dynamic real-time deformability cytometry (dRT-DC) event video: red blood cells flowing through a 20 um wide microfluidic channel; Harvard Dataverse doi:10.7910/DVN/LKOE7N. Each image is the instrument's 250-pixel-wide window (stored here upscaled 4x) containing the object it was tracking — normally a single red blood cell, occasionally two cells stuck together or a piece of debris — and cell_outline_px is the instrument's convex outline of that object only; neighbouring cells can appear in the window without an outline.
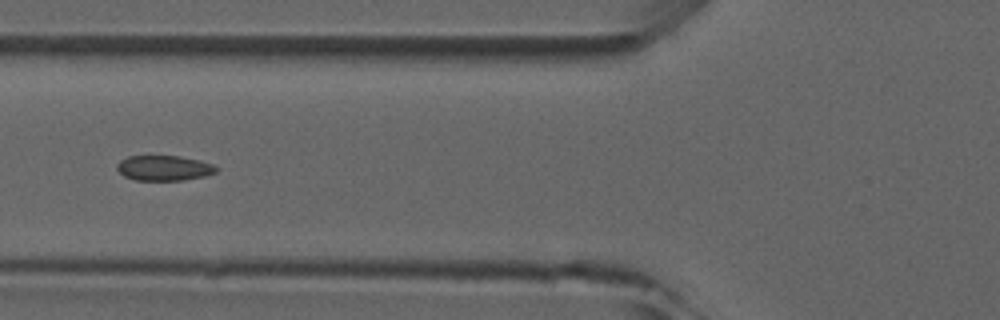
{"species": "common noctule bat (a hibernating species)", "species_latin": "Nyctalus noctula", "temperature_condition": "room temperature", "stored_images_in_passage": 7, "camera_frame_rate_fps": 3000, "um_per_image_px": 0.085, "animal": {"sex": "male", "forearm_length_mm": 52.5}, "frame": {"image": 1, "passage_image": 5, "time_ms": 4.667, "image_size_px": [1000, 320], "cell_outline_px": [[220, 168], [216, 172], [204, 176], [184, 180], [136, 180], [124, 176], [116, 168], [116, 164], [120, 160], [128, 156], [180, 156], [200, 160], [212, 164]], "centroid_in_image_um": [13.95, 14.28], "position_along_channel_um": 111.9, "area_um2": 14.62}}
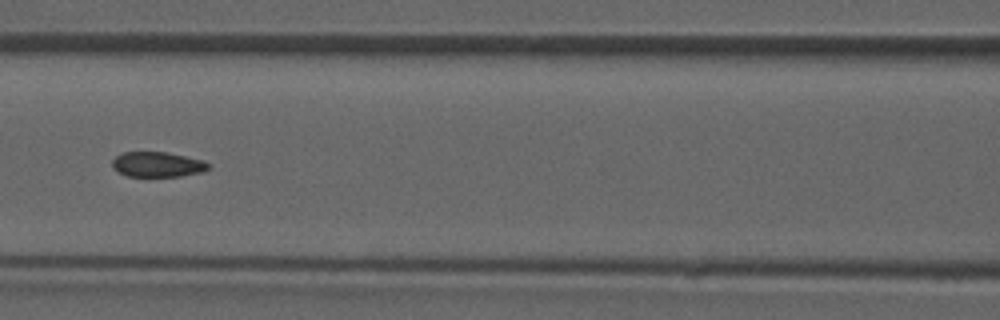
{"frame": {"image": 2, "passage_image": 6, "time_ms": 5.667, "image_size_px": [1000, 320], "cell_outline_px": [[212, 168], [204, 172], [180, 176], [128, 176], [112, 168], [112, 160], [116, 156], [124, 152], [164, 152], [204, 160], [212, 164]], "centroid_in_image_um": [13.45, 13.98], "position_along_channel_um": 153.2, "area_um2": 14.16}}